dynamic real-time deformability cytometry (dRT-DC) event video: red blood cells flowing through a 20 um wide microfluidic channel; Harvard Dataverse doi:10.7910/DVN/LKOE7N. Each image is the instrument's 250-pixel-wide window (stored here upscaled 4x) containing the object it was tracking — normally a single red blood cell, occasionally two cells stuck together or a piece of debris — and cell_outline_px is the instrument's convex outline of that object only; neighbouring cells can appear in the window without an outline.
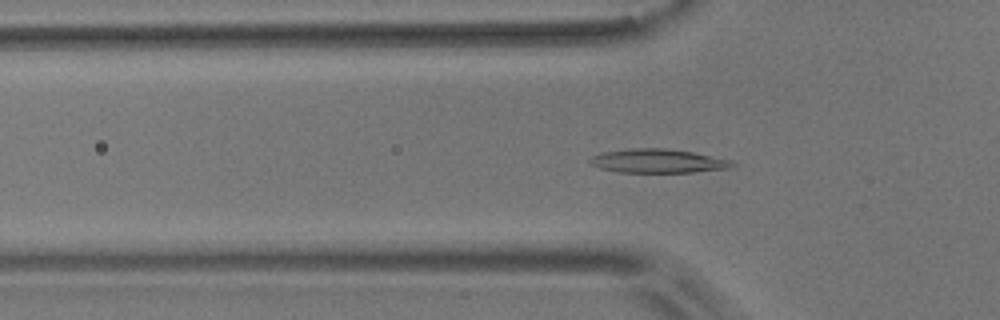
{"species": "common noctule bat (a hibernating species)", "species_latin": "Nyctalus noctula", "temperature_condition": "room temperature", "stored_images_in_passage": 45, "camera_frame_rate_fps": 3000, "um_per_image_px": 0.085, "animal": {"sex": "male", "body_mass_g": 17.9}, "frame": {"image": 1, "passage_image": 7, "time_ms": 2.0, "image_size_px": [1000, 320], "cell_outline_px": [[732, 164], [728, 168], [692, 172], [616, 172], [600, 168], [588, 164], [588, 160], [592, 156], [604, 152], [628, 148], [664, 148], [692, 152], [728, 160]], "centroid_in_image_um": [55.78, 13.68], "position_along_channel_um": 70.0, "area_um2": 19.48}}
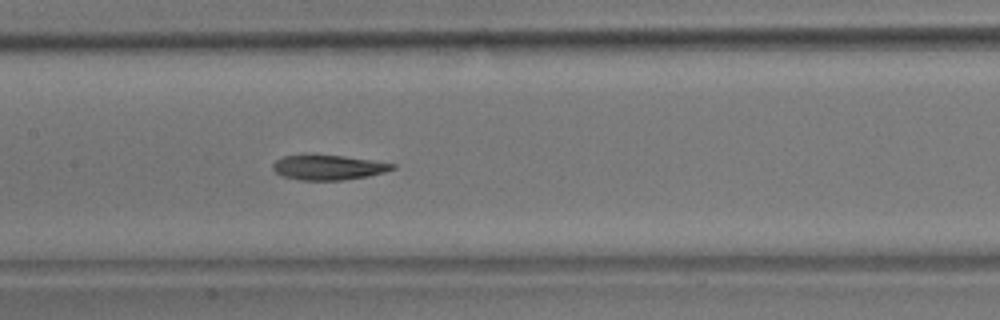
{"frame": {"image": 2, "passage_image": 16, "time_ms": 5.0, "image_size_px": [1000, 320], "cell_outline_px": [[396, 168], [384, 172], [368, 176], [344, 180], [300, 180], [280, 176], [272, 168], [272, 164], [276, 160], [284, 156], [312, 152], [344, 156], [372, 160], [396, 164]], "centroid_in_image_um": [27.86, 14.2], "position_along_channel_um": 179.5, "area_um2": 17.98}}
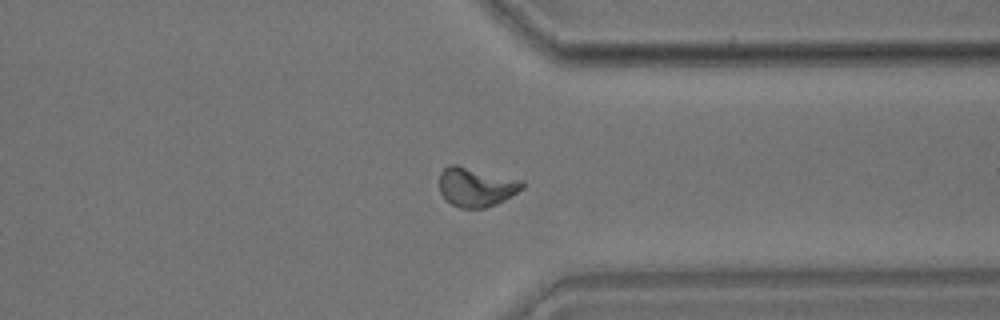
{"frame": {"image": 3, "passage_image": 32, "time_ms": 10.333, "image_size_px": [1000, 320], "cell_outline_px": [[524, 188], [504, 200], [496, 204], [484, 208], [460, 208], [452, 204], [440, 192], [440, 172], [448, 164], [456, 164], [524, 180]], "centroid_in_image_um": [40.49, 15.87], "position_along_channel_um": 370.9, "area_um2": 19.02}, "authors_computed_cell_mechanics": {"area_um2": 17.9758, "velocity_mm_per_s": 3.6335, "shape_relaxation_time_tau1_ms": 6.2256, "shape_relaxation_time_tau2_ms": 2.9184, "deformation_change_tau1": 0.1745, "deformation_change_tau2": 0.0831}}